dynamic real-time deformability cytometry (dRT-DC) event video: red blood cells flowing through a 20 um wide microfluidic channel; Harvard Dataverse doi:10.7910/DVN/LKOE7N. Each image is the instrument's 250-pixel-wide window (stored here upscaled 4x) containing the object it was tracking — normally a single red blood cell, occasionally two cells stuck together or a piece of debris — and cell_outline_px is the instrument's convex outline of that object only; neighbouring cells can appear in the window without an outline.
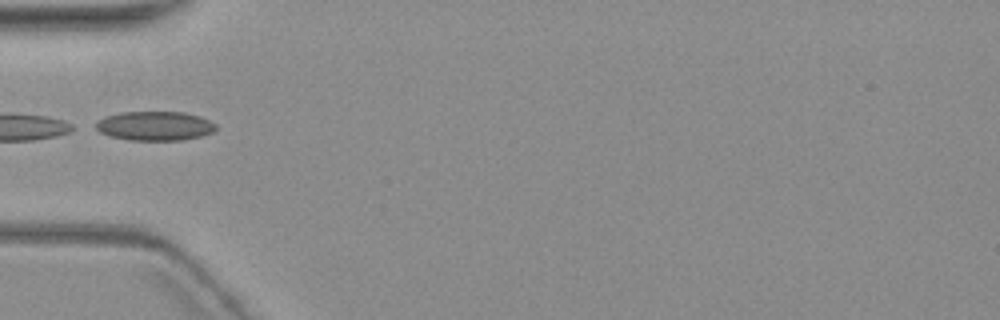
{"species": "common noctule bat (a hibernating species)", "species_latin": "Nyctalus noctula", "temperature_condition": "warm", "stored_images_in_passage": 7, "camera_frame_rate_fps": 3000, "um_per_image_px": 0.085, "animal": {"sex": "female", "body_mass_g": 19.3, "forearm_length_mm": 54.1}, "frame": {"image": 1, "passage_image": 5, "time_ms": 6.0, "image_size_px": [1000, 320], "cell_outline_px": [[216, 128], [212, 132], [200, 136], [184, 140], [128, 140], [112, 136], [100, 132], [96, 128], [96, 124], [104, 116], [120, 112], [184, 112], [200, 116], [216, 124]], "centroid_in_image_um": [13.17, 10.7], "position_along_channel_um": 71.8, "area_um2": 20.35}}
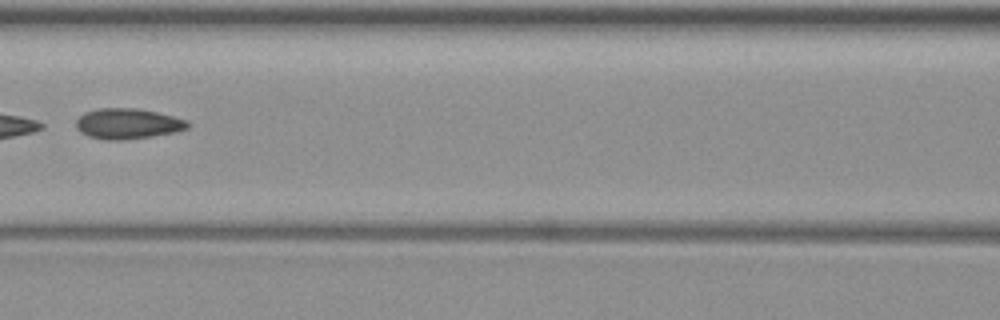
{"frame": {"image": 2, "passage_image": 7, "time_ms": 8.333, "image_size_px": [1000, 320], "cell_outline_px": [[192, 124], [188, 128], [176, 132], [152, 136], [124, 140], [108, 140], [88, 136], [80, 132], [76, 128], [76, 120], [84, 112], [100, 108], [136, 108], [156, 112], [188, 120]], "centroid_in_image_um": [10.87, 10.51], "position_along_channel_um": 155.7, "area_um2": 19.94}}